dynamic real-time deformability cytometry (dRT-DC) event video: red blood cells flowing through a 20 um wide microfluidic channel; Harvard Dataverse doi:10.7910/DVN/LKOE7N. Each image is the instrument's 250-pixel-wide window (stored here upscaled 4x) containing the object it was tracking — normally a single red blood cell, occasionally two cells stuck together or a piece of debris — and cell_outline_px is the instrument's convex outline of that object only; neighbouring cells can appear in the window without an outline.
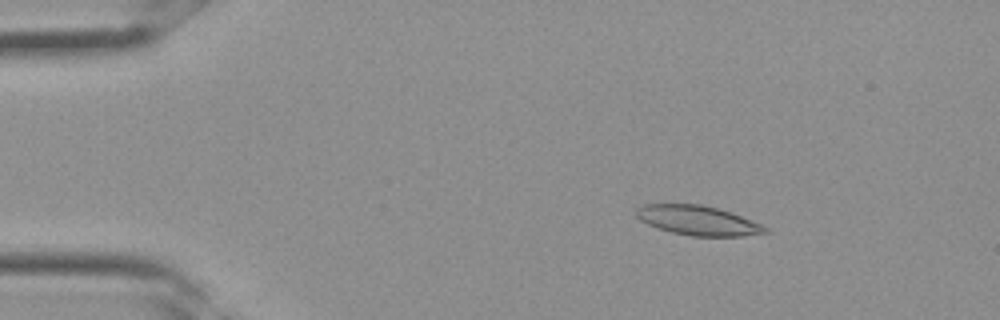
{"species": "Egyptian fruit bat (a non-hibernating species)", "species_latin": "Rousettus aegyptiacus", "temperature_condition": "room temperature", "stored_images_in_passage": 29, "camera_frame_rate_fps": 3000, "um_per_image_px": 0.085, "frame": {"image": 1, "passage_image": 1, "time_ms": 0.0, "image_size_px": [1000, 320], "cell_outline_px": [[768, 232], [740, 236], [692, 236], [672, 232], [648, 224], [640, 220], [636, 216], [636, 208], [644, 204], [700, 204], [716, 208], [752, 220], [768, 228]], "centroid_in_image_um": [59.29, 18.73], "position_along_channel_um": 25.7, "area_um2": 21.85}}
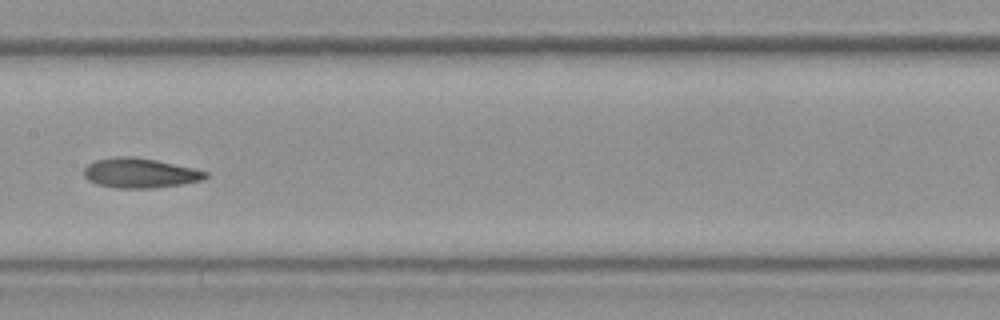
{"frame": {"image": 2, "passage_image": 13, "time_ms": 4.0, "image_size_px": [1000, 320], "cell_outline_px": [[208, 176], [204, 180], [180, 184], [152, 188], [116, 188], [96, 184], [88, 180], [84, 176], [84, 168], [88, 164], [96, 160], [116, 156], [136, 156], [156, 160], [192, 168], [208, 172]], "centroid_in_image_um": [11.88, 14.7], "position_along_channel_um": 195.5, "area_um2": 21.1}}
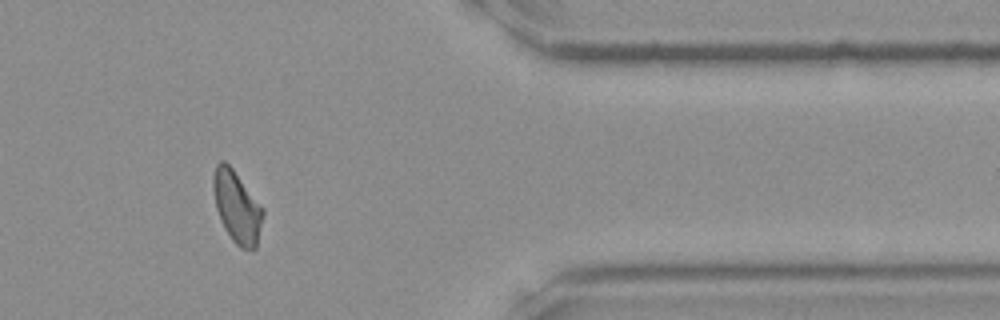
{"frame": {"image": 3, "passage_image": 24, "time_ms": 7.667, "image_size_px": [1000, 320], "cell_outline_px": [[264, 212], [256, 248], [252, 252], [240, 248], [232, 240], [224, 228], [220, 220], [216, 208], [212, 188], [212, 176], [216, 164], [220, 160], [224, 160], [232, 168], [264, 208]], "centroid_in_image_um": [20.13, 17.6], "position_along_channel_um": 391.3, "area_um2": 21.04}}